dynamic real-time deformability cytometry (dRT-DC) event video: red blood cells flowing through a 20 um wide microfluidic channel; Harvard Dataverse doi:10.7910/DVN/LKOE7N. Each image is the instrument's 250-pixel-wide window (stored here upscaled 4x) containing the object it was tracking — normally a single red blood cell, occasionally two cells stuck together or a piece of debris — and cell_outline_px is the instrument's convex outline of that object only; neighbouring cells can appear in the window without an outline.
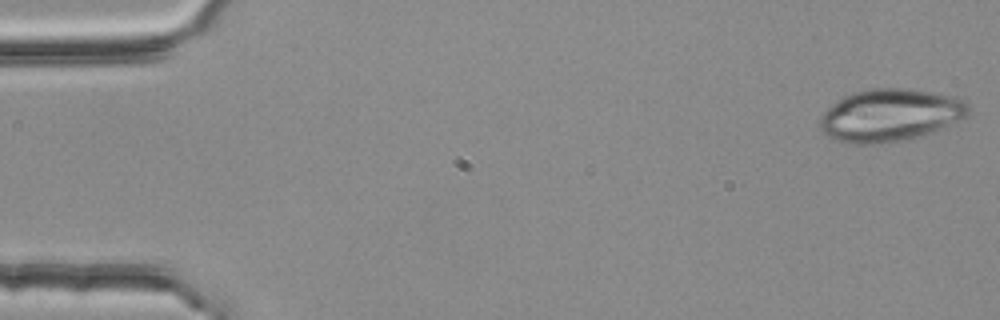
{"species": "common noctule bat (a hibernating species)", "species_latin": "Nyctalus noctula", "temperature_condition": "room temperature", "stored_images_in_passage": 4, "camera_frame_rate_fps": 3000, "um_per_image_px": 0.085, "animal": {"sex": "female", "body_mass_g": 25.1}, "frame": {"image": 1, "passage_image": 1, "time_ms": 0.0, "image_size_px": [1000, 320], "cell_outline_px": [[968, 112], [964, 116], [920, 136], [904, 140], [876, 144], [852, 144], [836, 140], [828, 136], [820, 128], [820, 116], [836, 100], [852, 92], [872, 88], [908, 88], [956, 96], [964, 100], [968, 104]], "centroid_in_image_um": [75.59, 9.77], "position_along_channel_um": 9.4, "area_um2": 45.03}}